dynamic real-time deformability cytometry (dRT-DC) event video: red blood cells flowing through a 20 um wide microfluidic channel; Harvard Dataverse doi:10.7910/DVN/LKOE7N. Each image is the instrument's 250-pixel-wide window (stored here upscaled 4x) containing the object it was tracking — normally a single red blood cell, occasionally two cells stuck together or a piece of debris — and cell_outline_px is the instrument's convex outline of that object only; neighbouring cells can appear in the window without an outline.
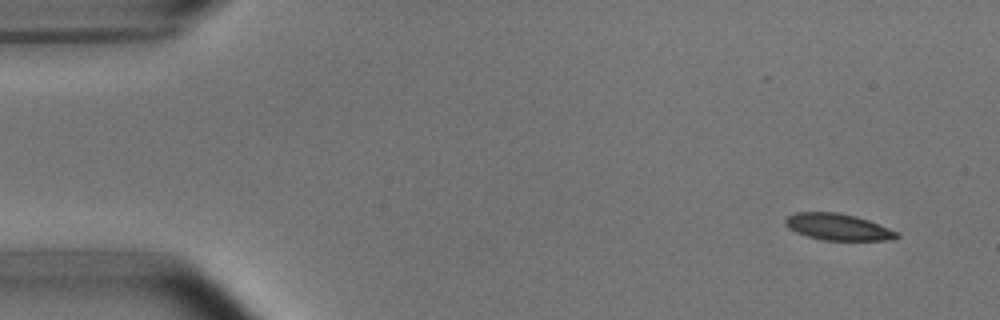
{"species": "common noctule bat (a hibernating species)", "species_latin": "Nyctalus noctula", "temperature_condition": "room temperature", "stored_images_in_passage": 4, "camera_frame_rate_fps": 3000, "um_per_image_px": 0.085, "animal": {"sex": "male", "body_mass_g": 15.6}, "frame": {"image": 1, "passage_image": 1, "time_ms": 0.0, "image_size_px": [1000, 320], "cell_outline_px": [[900, 236], [892, 240], [824, 240], [808, 236], [796, 232], [788, 228], [784, 224], [784, 220], [788, 216], [796, 212], [836, 212], [856, 216], [880, 224], [900, 232]], "centroid_in_image_um": [71.25, 19.29], "position_along_channel_um": 13.7, "area_um2": 17.34}}
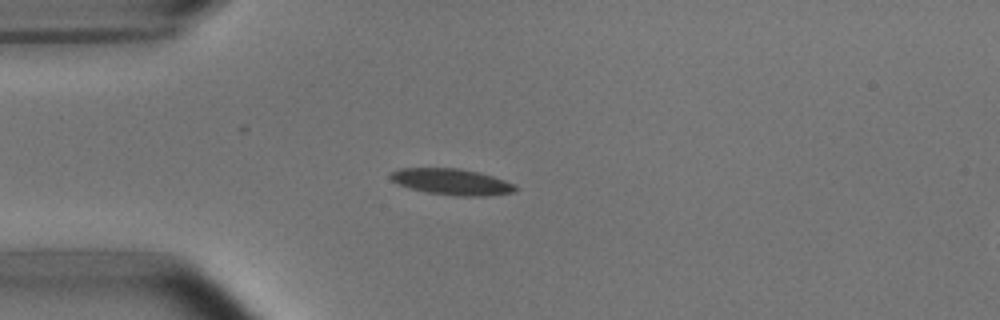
{"frame": {"image": 2, "passage_image": 3, "time_ms": 0.667, "image_size_px": [1000, 320], "cell_outline_px": [[520, 188], [516, 192], [488, 196], [456, 196], [428, 192], [396, 184], [388, 176], [392, 172], [400, 168], [460, 168], [480, 172], [516, 184]], "centroid_in_image_um": [38.46, 15.45], "position_along_channel_um": 46.5, "area_um2": 19.25}}